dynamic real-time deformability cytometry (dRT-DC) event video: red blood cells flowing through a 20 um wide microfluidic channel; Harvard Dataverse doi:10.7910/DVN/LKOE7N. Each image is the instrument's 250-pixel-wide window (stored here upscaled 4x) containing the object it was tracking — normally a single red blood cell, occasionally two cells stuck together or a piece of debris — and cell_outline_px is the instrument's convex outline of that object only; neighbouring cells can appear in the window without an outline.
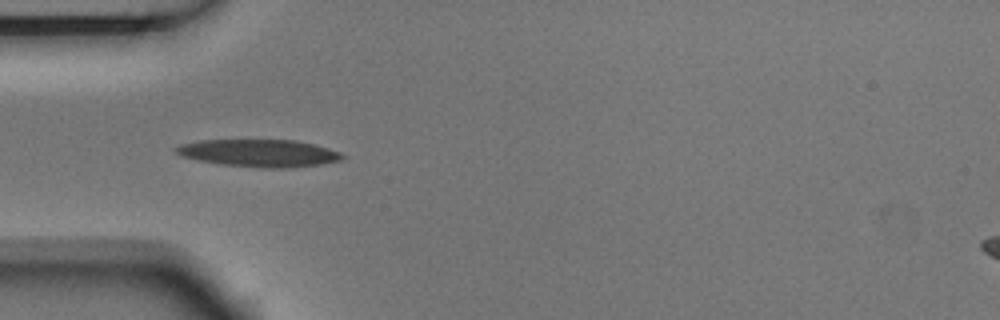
{"species": "Egyptian fruit bat (a non-hibernating species)", "species_latin": "Rousettus aegyptiacus", "temperature_condition": "room temperature", "stored_images_in_passage": 4, "camera_frame_rate_fps": 3000, "um_per_image_px": 0.085, "animal": {"sex": "male"}, "frame": {"image": 1, "passage_image": 4, "time_ms": 1.0, "image_size_px": [1000, 320], "cell_outline_px": [[348, 156], [344, 160], [320, 164], [288, 168], [264, 168], [220, 164], [196, 160], [184, 156], [176, 152], [172, 148], [180, 144], [200, 140], [296, 140], [328, 148], [340, 152]], "centroid_in_image_um": [22.05, 13.01], "position_along_channel_um": 63.0, "area_um2": 26.7}}